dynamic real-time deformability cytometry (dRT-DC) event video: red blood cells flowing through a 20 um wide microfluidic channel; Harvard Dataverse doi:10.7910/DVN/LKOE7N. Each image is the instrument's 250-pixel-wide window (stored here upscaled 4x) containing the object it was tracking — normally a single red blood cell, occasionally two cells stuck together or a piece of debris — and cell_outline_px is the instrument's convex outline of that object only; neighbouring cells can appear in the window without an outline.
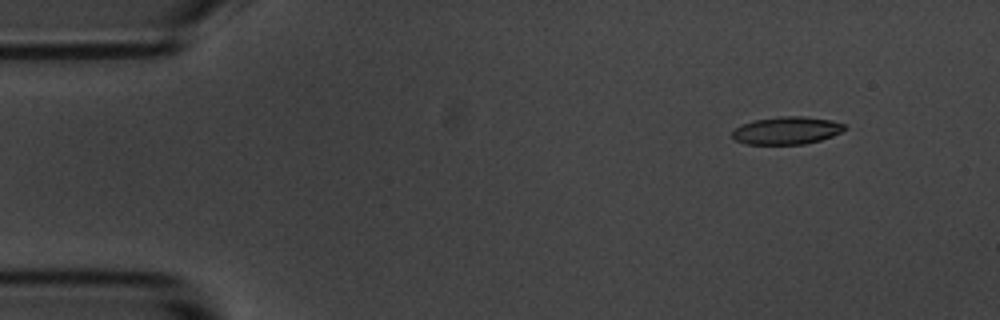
{"species": "common noctule bat (a hibernating species)", "species_latin": "Nyctalus noctula", "temperature_condition": "room temperature", "stored_images_in_passage": 6, "camera_frame_rate_fps": 3000, "um_per_image_px": 0.085, "animal": {"sex": "male", "body_mass_g": 20.1, "forearm_length_mm": 53.5}, "frame": {"image": 1, "passage_image": 2, "time_ms": 1.0, "image_size_px": [1000, 320], "cell_outline_px": [[848, 128], [844, 132], [820, 140], [804, 144], [744, 144], [736, 140], [732, 136], [732, 132], [740, 124], [752, 120], [780, 116], [804, 116], [832, 120], [844, 124]], "centroid_in_image_um": [66.89, 11.08], "position_along_channel_um": 18.1, "area_um2": 18.32}}
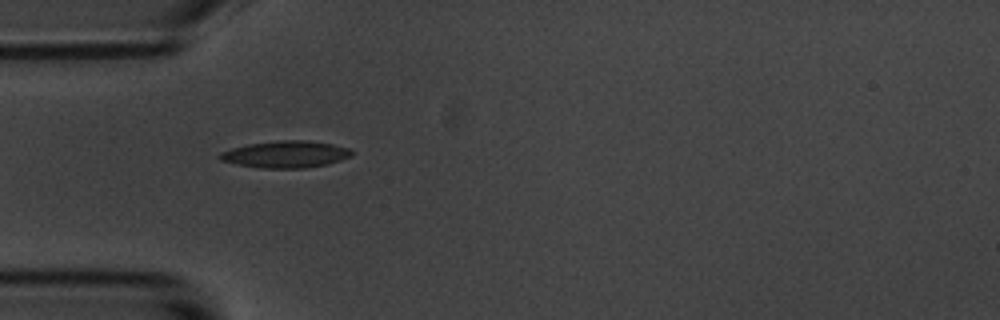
{"frame": {"image": 2, "passage_image": 5, "time_ms": 4.667, "image_size_px": [1000, 320], "cell_outline_px": [[352, 156], [328, 164], [304, 168], [260, 168], [236, 164], [220, 160], [216, 156], [220, 152], [232, 148], [248, 144], [280, 140], [308, 140], [332, 144], [348, 148], [352, 152]], "centroid_in_image_um": [24.25, 13.12], "position_along_channel_um": 60.7, "area_um2": 20.69}}